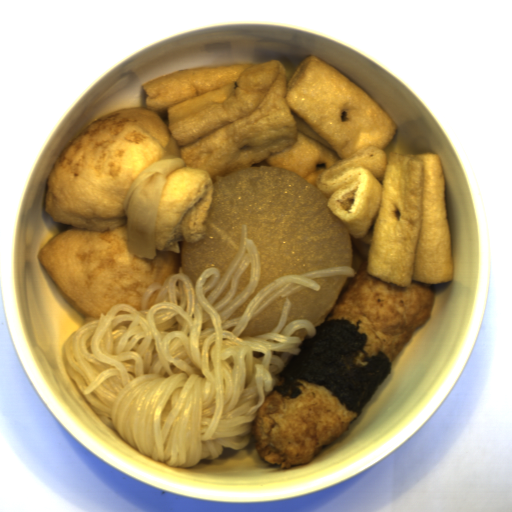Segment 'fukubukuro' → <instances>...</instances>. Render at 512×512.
Returning a JSON list of instances; mask_svg holds the SVG:
<instances>
[{
	"label": "fukubukuro",
	"instance_id": "cee8face",
	"mask_svg": "<svg viewBox=\"0 0 512 512\" xmlns=\"http://www.w3.org/2000/svg\"><path fill=\"white\" fill-rule=\"evenodd\" d=\"M209 171L185 166L157 111L126 107L90 123L55 160L44 212L71 225L39 260L71 306L97 318L140 309L145 292L182 267L183 242L206 236Z\"/></svg>",
	"mask_w": 512,
	"mask_h": 512
}]
</instances>
